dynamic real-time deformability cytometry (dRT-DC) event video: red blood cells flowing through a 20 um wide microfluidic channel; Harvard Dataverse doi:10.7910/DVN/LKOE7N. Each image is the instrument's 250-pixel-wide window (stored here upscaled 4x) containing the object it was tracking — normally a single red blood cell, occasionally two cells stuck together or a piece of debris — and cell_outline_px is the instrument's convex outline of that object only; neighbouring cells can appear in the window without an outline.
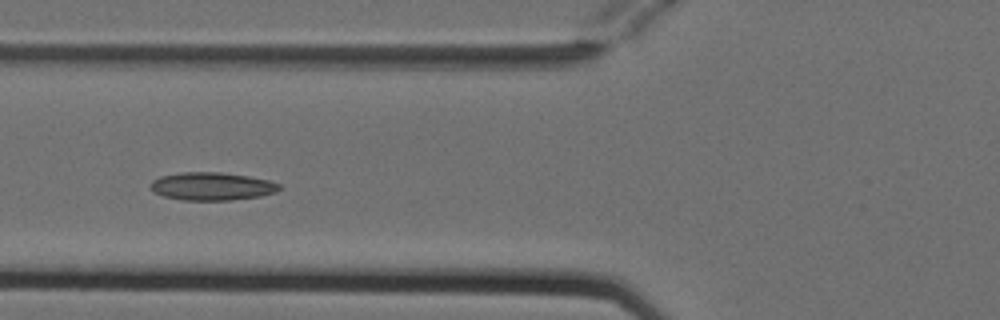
{"species": "Egyptian fruit bat (a non-hibernating species)", "species_latin": "Rousettus aegyptiacus", "temperature_condition": "cold", "stored_images_in_passage": 5, "camera_frame_rate_fps": 3000, "um_per_image_px": 0.085, "animal": {"sex": "female"}, "frame": {"image": 1, "passage_image": 5, "time_ms": 1.333, "image_size_px": [1000, 320], "cell_outline_px": [[280, 188], [276, 192], [260, 196], [232, 200], [180, 200], [164, 196], [152, 192], [152, 180], [160, 176], [180, 172], [220, 172], [248, 176], [268, 180], [280, 184]], "centroid_in_image_um": [18.0, 15.83], "position_along_channel_um": 107.8, "area_um2": 20.98}}